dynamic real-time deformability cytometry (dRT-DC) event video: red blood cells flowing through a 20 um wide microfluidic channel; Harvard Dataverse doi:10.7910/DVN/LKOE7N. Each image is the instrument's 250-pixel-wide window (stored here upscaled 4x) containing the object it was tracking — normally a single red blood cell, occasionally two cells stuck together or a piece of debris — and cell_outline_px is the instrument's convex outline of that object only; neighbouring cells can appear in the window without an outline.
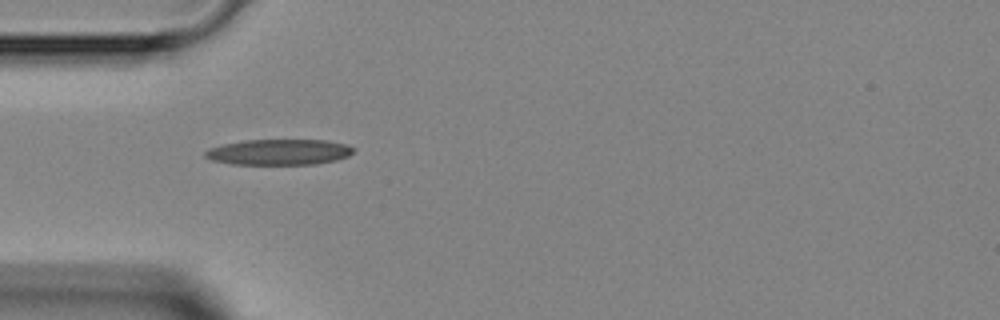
{"species": "Egyptian fruit bat (a non-hibernating species)", "species_latin": "Rousettus aegyptiacus", "temperature_condition": "room temperature", "stored_images_in_passage": 4, "camera_frame_rate_fps": 3000, "um_per_image_px": 0.085, "animal": {"sex": "female"}, "frame": {"image": 1, "passage_image": 1, "time_ms": 0.0, "image_size_px": [1000, 320], "cell_outline_px": [[356, 148], [348, 156], [336, 160], [316, 164], [232, 164], [212, 160], [204, 156], [204, 152], [208, 148], [224, 144], [244, 140], [328, 140], [348, 144]], "centroid_in_image_um": [23.74, 12.92], "position_along_channel_um": 61.3, "area_um2": 22.31}}
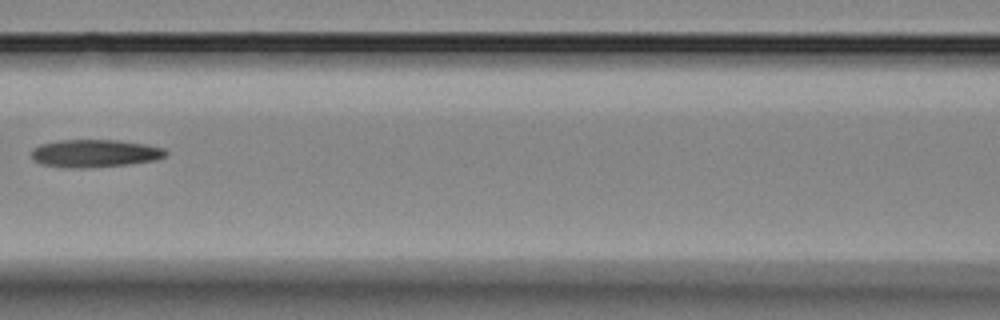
{"frame": {"image": 2, "passage_image": 3, "time_ms": 2.333, "image_size_px": [1000, 320], "cell_outline_px": [[168, 152], [164, 156], [156, 160], [128, 164], [88, 168], [68, 168], [40, 164], [32, 160], [32, 148], [40, 144], [60, 140], [120, 140], [144, 144], [164, 148]], "centroid_in_image_um": [8.03, 13.04], "position_along_channel_um": 158.6, "area_um2": 21.85}}
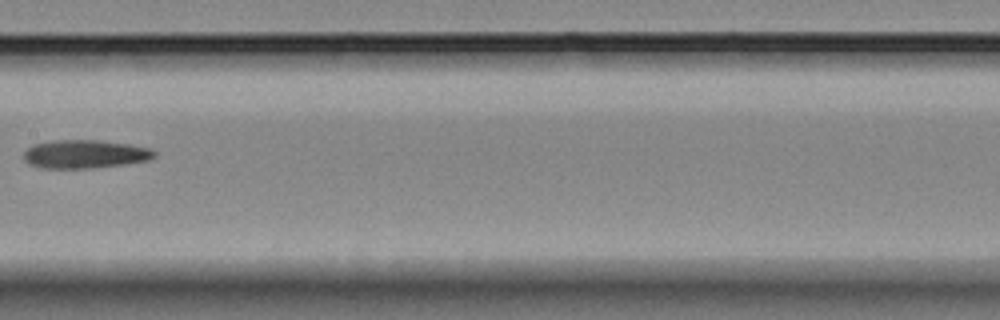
{"frame": {"image": 3, "passage_image": 4, "time_ms": 3.333, "image_size_px": [1000, 320], "cell_outline_px": [[156, 156], [148, 160], [124, 164], [92, 168], [40, 168], [28, 164], [24, 160], [24, 152], [32, 144], [52, 140], [100, 140], [128, 144], [152, 148], [156, 152]], "centroid_in_image_um": [7.2, 13.09], "position_along_channel_um": 200.2, "area_um2": 21.79}}